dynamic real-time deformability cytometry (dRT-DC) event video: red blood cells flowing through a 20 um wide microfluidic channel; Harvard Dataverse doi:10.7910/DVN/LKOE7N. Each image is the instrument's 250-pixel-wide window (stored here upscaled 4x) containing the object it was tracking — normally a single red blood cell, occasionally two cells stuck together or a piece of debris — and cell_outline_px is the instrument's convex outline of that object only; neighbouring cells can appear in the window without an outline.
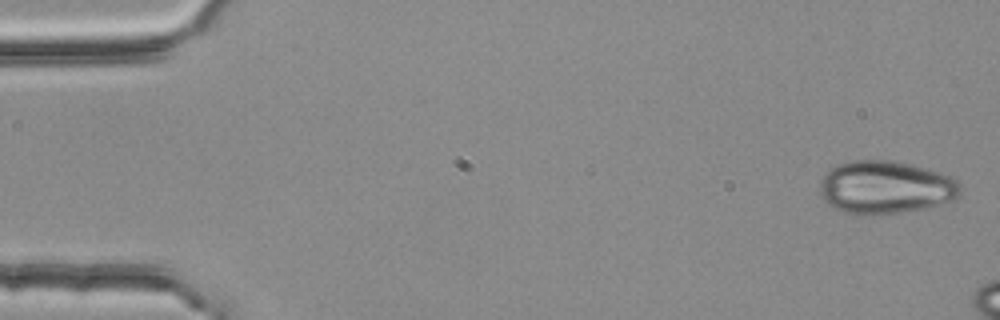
{"species": "common noctule bat (a hibernating species)", "species_latin": "Nyctalus noctula", "temperature_condition": "room temperature", "stored_images_in_passage": 3, "camera_frame_rate_fps": 3000, "um_per_image_px": 0.085, "animal": {"sex": "female", "body_mass_g": 25.1}, "frame": {"image": 1, "passage_image": 1, "time_ms": 0.0, "image_size_px": [1000, 320], "cell_outline_px": [[960, 192], [952, 200], [920, 208], [900, 212], [844, 212], [828, 204], [824, 200], [820, 192], [820, 180], [836, 164], [852, 160], [888, 160], [912, 164], [948, 176], [956, 180], [960, 184]], "centroid_in_image_um": [75.23, 15.88], "position_along_channel_um": 9.8, "area_um2": 42.08}}